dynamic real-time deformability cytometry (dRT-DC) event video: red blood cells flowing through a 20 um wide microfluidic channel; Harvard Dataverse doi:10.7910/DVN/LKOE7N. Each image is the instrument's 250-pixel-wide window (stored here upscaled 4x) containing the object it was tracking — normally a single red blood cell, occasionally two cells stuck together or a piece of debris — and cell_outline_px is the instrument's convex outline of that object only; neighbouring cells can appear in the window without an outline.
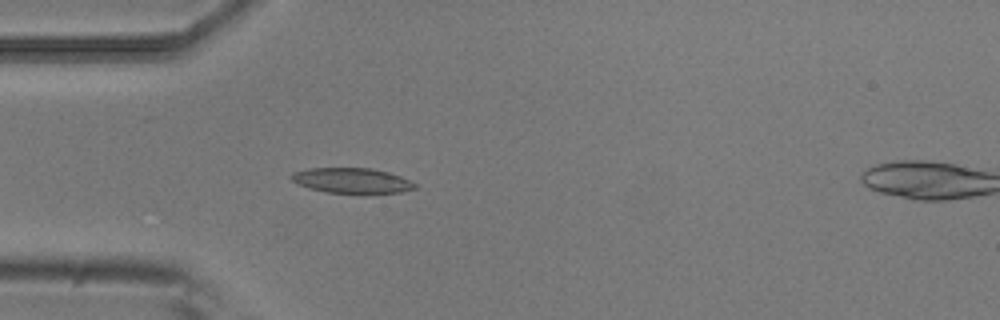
{"species": "common noctule bat (a hibernating species)", "species_latin": "Nyctalus noctula", "temperature_condition": "room temperature", "stored_images_in_passage": 6, "camera_frame_rate_fps": 3000, "um_per_image_px": 0.085, "animal": {"sex": "male", "body_mass_g": 20.5, "forearm_length_mm": 52.5}, "frame": {"image": 1, "passage_image": 5, "time_ms": 1.333, "image_size_px": [1000, 320], "cell_outline_px": [[416, 188], [400, 192], [360, 196], [328, 192], [308, 188], [296, 184], [288, 176], [292, 172], [308, 168], [372, 168], [388, 172], [400, 176], [416, 184]], "centroid_in_image_um": [29.88, 15.38], "position_along_channel_um": 55.1, "area_um2": 18.96}}